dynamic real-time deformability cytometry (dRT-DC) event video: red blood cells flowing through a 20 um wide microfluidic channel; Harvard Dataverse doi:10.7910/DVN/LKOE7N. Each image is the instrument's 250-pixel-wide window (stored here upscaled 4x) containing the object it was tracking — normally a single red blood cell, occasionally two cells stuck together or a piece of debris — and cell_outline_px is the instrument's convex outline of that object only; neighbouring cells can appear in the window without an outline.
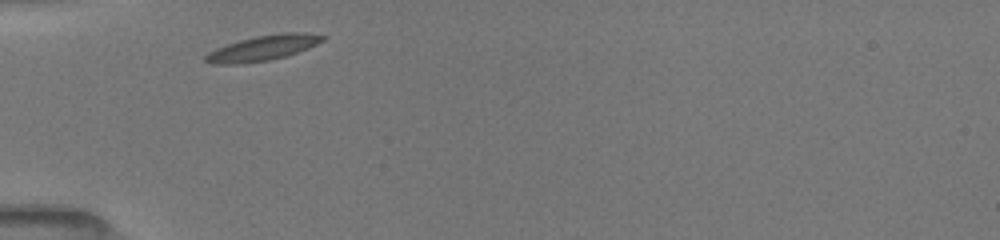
{"species": "common noctule bat (a hibernating species)", "species_latin": "Nyctalus noctula", "temperature_condition": "room temperature", "stored_images_in_passage": 2, "camera_frame_rate_fps": 3000, "um_per_image_px": 0.085, "animal": {"sex": "female", "body_mass_g": 19.5, "forearm_length_mm": 54.1}, "frame": {"image": 1, "passage_image": 1, "time_ms": 0.0, "image_size_px": [1000, 240], "cell_outline_px": [[328, 36], [324, 40], [308, 48], [284, 56], [268, 60], [236, 64], [212, 64], [204, 60], [204, 56], [208, 52], [216, 48], [240, 40], [256, 36], [280, 32], [304, 32]], "centroid_in_image_um": [22.35, 4.06], "position_along_channel_um": 62.7, "area_um2": 17.11}}
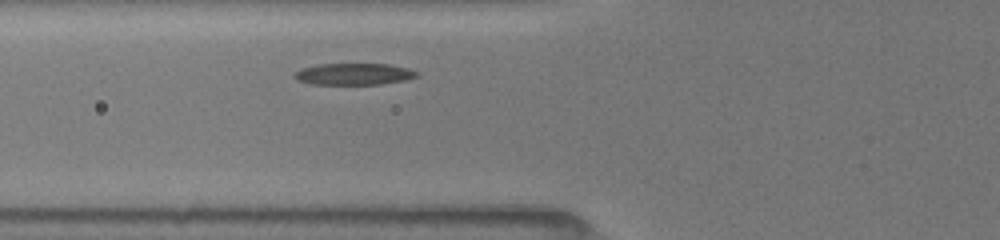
{"frame": {"image": 2, "passage_image": 2, "time_ms": 1.0, "image_size_px": [1000, 240], "cell_outline_px": [[416, 76], [404, 80], [380, 84], [312, 84], [296, 80], [292, 76], [296, 72], [304, 68], [320, 64], [388, 64], [408, 68], [416, 72]], "centroid_in_image_um": [30.04, 6.3], "position_along_channel_um": 95.8, "area_um2": 15.14}}